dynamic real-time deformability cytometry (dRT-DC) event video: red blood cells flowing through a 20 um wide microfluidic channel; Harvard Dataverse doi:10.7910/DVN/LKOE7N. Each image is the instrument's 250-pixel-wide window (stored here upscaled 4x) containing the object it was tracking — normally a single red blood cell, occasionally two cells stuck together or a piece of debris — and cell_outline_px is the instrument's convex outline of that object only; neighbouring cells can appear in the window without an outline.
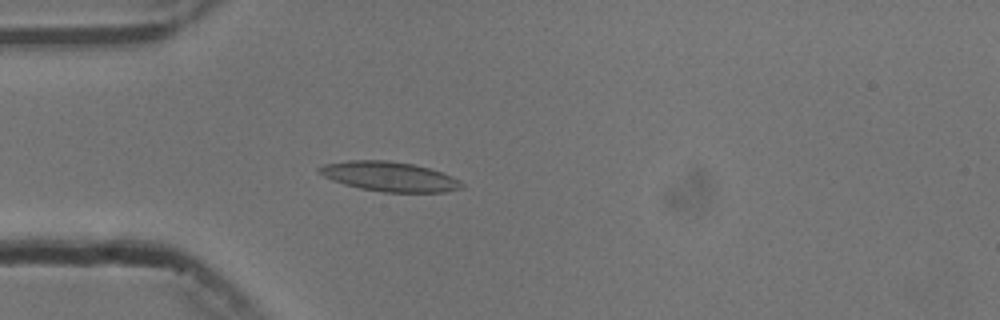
{"species": "common noctule bat (a hibernating species)", "species_latin": "Nyctalus noctula", "temperature_condition": "cold", "stored_images_in_passage": 42, "camera_frame_rate_fps": 3000, "um_per_image_px": 0.085, "animal": {"sex": "male", "body_mass_g": 13.3}, "frame": {"image": 1, "passage_image": 6, "time_ms": 1.667, "image_size_px": [1000, 320], "cell_outline_px": [[464, 188], [444, 192], [384, 192], [360, 188], [344, 184], [332, 180], [316, 172], [316, 168], [324, 164], [348, 160], [388, 160], [412, 164], [428, 168], [452, 176], [460, 180], [464, 184]], "centroid_in_image_um": [33.08, 15.0], "position_along_channel_um": 51.9, "area_um2": 24.68}}
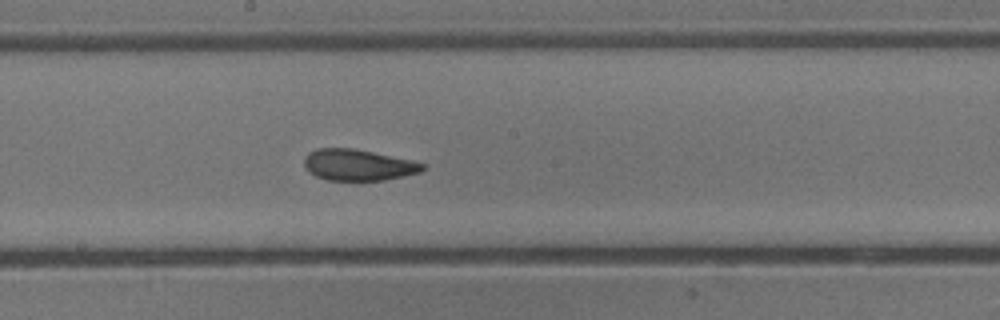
{"frame": {"image": 2, "passage_image": 20, "time_ms": 6.333, "image_size_px": [1000, 320], "cell_outline_px": [[424, 168], [420, 172], [404, 176], [384, 180], [328, 180], [316, 176], [308, 172], [304, 168], [304, 156], [308, 152], [316, 148], [352, 148], [412, 160], [424, 164]], "centroid_in_image_um": [30.39, 14.02], "position_along_channel_um": 217.8, "area_um2": 21.56}}
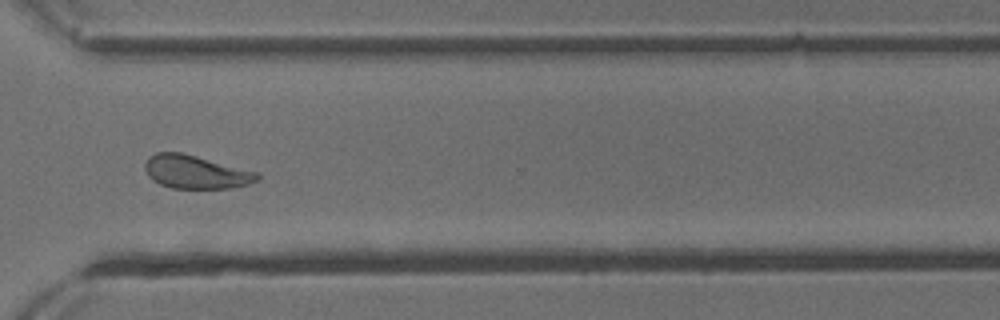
{"frame": {"image": 3, "passage_image": 31, "time_ms": 10.0, "image_size_px": [1000, 320], "cell_outline_px": [[260, 180], [248, 184], [232, 188], [172, 188], [160, 184], [152, 180], [148, 176], [144, 168], [144, 164], [148, 156], [156, 152], [180, 152], [260, 172]], "centroid_in_image_um": [16.65, 14.61], "position_along_channel_um": 354.0, "area_um2": 22.02}, "authors_computed_cell_mechanics": {"area_um2": 22.1085, "velocity_mm_per_s": 3.7243, "shape_relaxation_time_tau1_ms": 5.4716, "shape_relaxation_time_tau2_ms": 2.0009, "deformation_change_tau1": 0.1539, "deformation_change_tau2": 0.0726}}